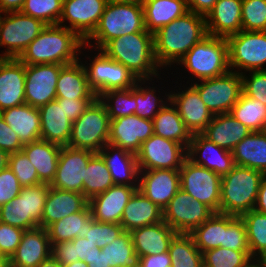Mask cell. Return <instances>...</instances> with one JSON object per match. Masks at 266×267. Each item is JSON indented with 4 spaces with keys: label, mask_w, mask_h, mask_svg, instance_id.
<instances>
[{
    "label": "cell",
    "mask_w": 266,
    "mask_h": 267,
    "mask_svg": "<svg viewBox=\"0 0 266 267\" xmlns=\"http://www.w3.org/2000/svg\"><path fill=\"white\" fill-rule=\"evenodd\" d=\"M85 58L90 63L86 59L81 63L85 68L88 84L98 98L107 91L132 88L138 80L124 65L110 59L101 50H96L93 57Z\"/></svg>",
    "instance_id": "obj_10"
},
{
    "label": "cell",
    "mask_w": 266,
    "mask_h": 267,
    "mask_svg": "<svg viewBox=\"0 0 266 267\" xmlns=\"http://www.w3.org/2000/svg\"><path fill=\"white\" fill-rule=\"evenodd\" d=\"M187 158L197 165L212 170L220 177L228 174L235 165L231 151L217 146L201 133L192 134L187 147Z\"/></svg>",
    "instance_id": "obj_21"
},
{
    "label": "cell",
    "mask_w": 266,
    "mask_h": 267,
    "mask_svg": "<svg viewBox=\"0 0 266 267\" xmlns=\"http://www.w3.org/2000/svg\"><path fill=\"white\" fill-rule=\"evenodd\" d=\"M110 118L97 97L74 122L68 146L98 153L109 139Z\"/></svg>",
    "instance_id": "obj_7"
},
{
    "label": "cell",
    "mask_w": 266,
    "mask_h": 267,
    "mask_svg": "<svg viewBox=\"0 0 266 267\" xmlns=\"http://www.w3.org/2000/svg\"><path fill=\"white\" fill-rule=\"evenodd\" d=\"M98 154L109 169L114 185L138 186L140 170L136 154L110 143Z\"/></svg>",
    "instance_id": "obj_25"
},
{
    "label": "cell",
    "mask_w": 266,
    "mask_h": 267,
    "mask_svg": "<svg viewBox=\"0 0 266 267\" xmlns=\"http://www.w3.org/2000/svg\"><path fill=\"white\" fill-rule=\"evenodd\" d=\"M254 210L266 214V175L260 182Z\"/></svg>",
    "instance_id": "obj_64"
},
{
    "label": "cell",
    "mask_w": 266,
    "mask_h": 267,
    "mask_svg": "<svg viewBox=\"0 0 266 267\" xmlns=\"http://www.w3.org/2000/svg\"><path fill=\"white\" fill-rule=\"evenodd\" d=\"M99 99L106 106L110 120L135 114L137 104L132 88L107 91Z\"/></svg>",
    "instance_id": "obj_47"
},
{
    "label": "cell",
    "mask_w": 266,
    "mask_h": 267,
    "mask_svg": "<svg viewBox=\"0 0 266 267\" xmlns=\"http://www.w3.org/2000/svg\"><path fill=\"white\" fill-rule=\"evenodd\" d=\"M139 170H179L187 158L182 144L153 134L142 143L136 154Z\"/></svg>",
    "instance_id": "obj_14"
},
{
    "label": "cell",
    "mask_w": 266,
    "mask_h": 267,
    "mask_svg": "<svg viewBox=\"0 0 266 267\" xmlns=\"http://www.w3.org/2000/svg\"><path fill=\"white\" fill-rule=\"evenodd\" d=\"M47 229L36 227L25 230L19 246L9 259V267H37L51 256Z\"/></svg>",
    "instance_id": "obj_24"
},
{
    "label": "cell",
    "mask_w": 266,
    "mask_h": 267,
    "mask_svg": "<svg viewBox=\"0 0 266 267\" xmlns=\"http://www.w3.org/2000/svg\"><path fill=\"white\" fill-rule=\"evenodd\" d=\"M24 231L0 221V253L8 260L19 246Z\"/></svg>",
    "instance_id": "obj_56"
},
{
    "label": "cell",
    "mask_w": 266,
    "mask_h": 267,
    "mask_svg": "<svg viewBox=\"0 0 266 267\" xmlns=\"http://www.w3.org/2000/svg\"><path fill=\"white\" fill-rule=\"evenodd\" d=\"M241 77L243 94L266 105V70L245 72Z\"/></svg>",
    "instance_id": "obj_55"
},
{
    "label": "cell",
    "mask_w": 266,
    "mask_h": 267,
    "mask_svg": "<svg viewBox=\"0 0 266 267\" xmlns=\"http://www.w3.org/2000/svg\"><path fill=\"white\" fill-rule=\"evenodd\" d=\"M154 134L188 147L192 134L186 128L177 108L171 101L152 119Z\"/></svg>",
    "instance_id": "obj_38"
},
{
    "label": "cell",
    "mask_w": 266,
    "mask_h": 267,
    "mask_svg": "<svg viewBox=\"0 0 266 267\" xmlns=\"http://www.w3.org/2000/svg\"><path fill=\"white\" fill-rule=\"evenodd\" d=\"M203 265L207 267H250L255 261L250 251H236L224 247L202 253Z\"/></svg>",
    "instance_id": "obj_46"
},
{
    "label": "cell",
    "mask_w": 266,
    "mask_h": 267,
    "mask_svg": "<svg viewBox=\"0 0 266 267\" xmlns=\"http://www.w3.org/2000/svg\"><path fill=\"white\" fill-rule=\"evenodd\" d=\"M208 35L205 17L187 12L153 34L154 55L161 69L173 68L200 40Z\"/></svg>",
    "instance_id": "obj_1"
},
{
    "label": "cell",
    "mask_w": 266,
    "mask_h": 267,
    "mask_svg": "<svg viewBox=\"0 0 266 267\" xmlns=\"http://www.w3.org/2000/svg\"><path fill=\"white\" fill-rule=\"evenodd\" d=\"M94 154L89 150L62 146L56 174L50 187L83 194L86 167Z\"/></svg>",
    "instance_id": "obj_16"
},
{
    "label": "cell",
    "mask_w": 266,
    "mask_h": 267,
    "mask_svg": "<svg viewBox=\"0 0 266 267\" xmlns=\"http://www.w3.org/2000/svg\"><path fill=\"white\" fill-rule=\"evenodd\" d=\"M75 261H84L89 264V260L96 252L97 244L92 243L86 237H76L74 240Z\"/></svg>",
    "instance_id": "obj_60"
},
{
    "label": "cell",
    "mask_w": 266,
    "mask_h": 267,
    "mask_svg": "<svg viewBox=\"0 0 266 267\" xmlns=\"http://www.w3.org/2000/svg\"><path fill=\"white\" fill-rule=\"evenodd\" d=\"M214 212L181 188L163 209V221L177 233L190 234Z\"/></svg>",
    "instance_id": "obj_13"
},
{
    "label": "cell",
    "mask_w": 266,
    "mask_h": 267,
    "mask_svg": "<svg viewBox=\"0 0 266 267\" xmlns=\"http://www.w3.org/2000/svg\"><path fill=\"white\" fill-rule=\"evenodd\" d=\"M108 0H63L58 24L74 31L85 41L96 29ZM69 25L67 26V23Z\"/></svg>",
    "instance_id": "obj_15"
},
{
    "label": "cell",
    "mask_w": 266,
    "mask_h": 267,
    "mask_svg": "<svg viewBox=\"0 0 266 267\" xmlns=\"http://www.w3.org/2000/svg\"><path fill=\"white\" fill-rule=\"evenodd\" d=\"M180 189L179 170H140L138 190L162 210Z\"/></svg>",
    "instance_id": "obj_20"
},
{
    "label": "cell",
    "mask_w": 266,
    "mask_h": 267,
    "mask_svg": "<svg viewBox=\"0 0 266 267\" xmlns=\"http://www.w3.org/2000/svg\"><path fill=\"white\" fill-rule=\"evenodd\" d=\"M9 154L0 149V171L8 167Z\"/></svg>",
    "instance_id": "obj_68"
},
{
    "label": "cell",
    "mask_w": 266,
    "mask_h": 267,
    "mask_svg": "<svg viewBox=\"0 0 266 267\" xmlns=\"http://www.w3.org/2000/svg\"><path fill=\"white\" fill-rule=\"evenodd\" d=\"M142 5L145 29L152 34L189 12L186 0H144Z\"/></svg>",
    "instance_id": "obj_35"
},
{
    "label": "cell",
    "mask_w": 266,
    "mask_h": 267,
    "mask_svg": "<svg viewBox=\"0 0 266 267\" xmlns=\"http://www.w3.org/2000/svg\"><path fill=\"white\" fill-rule=\"evenodd\" d=\"M250 267H266V262H264V261H255Z\"/></svg>",
    "instance_id": "obj_72"
},
{
    "label": "cell",
    "mask_w": 266,
    "mask_h": 267,
    "mask_svg": "<svg viewBox=\"0 0 266 267\" xmlns=\"http://www.w3.org/2000/svg\"><path fill=\"white\" fill-rule=\"evenodd\" d=\"M61 64L25 65V102L40 108L56 99Z\"/></svg>",
    "instance_id": "obj_17"
},
{
    "label": "cell",
    "mask_w": 266,
    "mask_h": 267,
    "mask_svg": "<svg viewBox=\"0 0 266 267\" xmlns=\"http://www.w3.org/2000/svg\"><path fill=\"white\" fill-rule=\"evenodd\" d=\"M62 267H88V264L84 261L79 260L67 265H62Z\"/></svg>",
    "instance_id": "obj_69"
},
{
    "label": "cell",
    "mask_w": 266,
    "mask_h": 267,
    "mask_svg": "<svg viewBox=\"0 0 266 267\" xmlns=\"http://www.w3.org/2000/svg\"><path fill=\"white\" fill-rule=\"evenodd\" d=\"M0 221L23 230H30V216H26L25 195H18L0 207Z\"/></svg>",
    "instance_id": "obj_53"
},
{
    "label": "cell",
    "mask_w": 266,
    "mask_h": 267,
    "mask_svg": "<svg viewBox=\"0 0 266 267\" xmlns=\"http://www.w3.org/2000/svg\"><path fill=\"white\" fill-rule=\"evenodd\" d=\"M226 39L230 71L243 74L266 70V31L241 30Z\"/></svg>",
    "instance_id": "obj_8"
},
{
    "label": "cell",
    "mask_w": 266,
    "mask_h": 267,
    "mask_svg": "<svg viewBox=\"0 0 266 267\" xmlns=\"http://www.w3.org/2000/svg\"><path fill=\"white\" fill-rule=\"evenodd\" d=\"M88 267H110L107 266L105 260V253L101 251V248H96V252L93 254L91 259L89 260Z\"/></svg>",
    "instance_id": "obj_66"
},
{
    "label": "cell",
    "mask_w": 266,
    "mask_h": 267,
    "mask_svg": "<svg viewBox=\"0 0 266 267\" xmlns=\"http://www.w3.org/2000/svg\"><path fill=\"white\" fill-rule=\"evenodd\" d=\"M51 255L61 264L67 265L75 262L74 241L54 243Z\"/></svg>",
    "instance_id": "obj_59"
},
{
    "label": "cell",
    "mask_w": 266,
    "mask_h": 267,
    "mask_svg": "<svg viewBox=\"0 0 266 267\" xmlns=\"http://www.w3.org/2000/svg\"><path fill=\"white\" fill-rule=\"evenodd\" d=\"M263 177L264 174L255 169L234 165L221 177L219 213L240 217L253 210Z\"/></svg>",
    "instance_id": "obj_5"
},
{
    "label": "cell",
    "mask_w": 266,
    "mask_h": 267,
    "mask_svg": "<svg viewBox=\"0 0 266 267\" xmlns=\"http://www.w3.org/2000/svg\"><path fill=\"white\" fill-rule=\"evenodd\" d=\"M94 221L88 204L83 210L52 223L46 228L51 246L54 243L74 240L76 237H85Z\"/></svg>",
    "instance_id": "obj_37"
},
{
    "label": "cell",
    "mask_w": 266,
    "mask_h": 267,
    "mask_svg": "<svg viewBox=\"0 0 266 267\" xmlns=\"http://www.w3.org/2000/svg\"><path fill=\"white\" fill-rule=\"evenodd\" d=\"M81 57L77 62L64 65L59 73L56 98L95 100L97 95L88 84L87 74Z\"/></svg>",
    "instance_id": "obj_31"
},
{
    "label": "cell",
    "mask_w": 266,
    "mask_h": 267,
    "mask_svg": "<svg viewBox=\"0 0 266 267\" xmlns=\"http://www.w3.org/2000/svg\"><path fill=\"white\" fill-rule=\"evenodd\" d=\"M110 2L117 3H132V4H143L144 0H108Z\"/></svg>",
    "instance_id": "obj_70"
},
{
    "label": "cell",
    "mask_w": 266,
    "mask_h": 267,
    "mask_svg": "<svg viewBox=\"0 0 266 267\" xmlns=\"http://www.w3.org/2000/svg\"><path fill=\"white\" fill-rule=\"evenodd\" d=\"M252 131L231 113L213 115L207 128L201 133L217 146L232 151L243 138Z\"/></svg>",
    "instance_id": "obj_30"
},
{
    "label": "cell",
    "mask_w": 266,
    "mask_h": 267,
    "mask_svg": "<svg viewBox=\"0 0 266 267\" xmlns=\"http://www.w3.org/2000/svg\"><path fill=\"white\" fill-rule=\"evenodd\" d=\"M37 267H62V265L51 255L47 260L42 261Z\"/></svg>",
    "instance_id": "obj_67"
},
{
    "label": "cell",
    "mask_w": 266,
    "mask_h": 267,
    "mask_svg": "<svg viewBox=\"0 0 266 267\" xmlns=\"http://www.w3.org/2000/svg\"><path fill=\"white\" fill-rule=\"evenodd\" d=\"M0 267H9V260L0 253Z\"/></svg>",
    "instance_id": "obj_71"
},
{
    "label": "cell",
    "mask_w": 266,
    "mask_h": 267,
    "mask_svg": "<svg viewBox=\"0 0 266 267\" xmlns=\"http://www.w3.org/2000/svg\"><path fill=\"white\" fill-rule=\"evenodd\" d=\"M141 31H147L142 4L108 1L96 29L84 41V45L89 48L88 52L100 50L113 38Z\"/></svg>",
    "instance_id": "obj_4"
},
{
    "label": "cell",
    "mask_w": 266,
    "mask_h": 267,
    "mask_svg": "<svg viewBox=\"0 0 266 267\" xmlns=\"http://www.w3.org/2000/svg\"><path fill=\"white\" fill-rule=\"evenodd\" d=\"M240 217L246 226L252 259L266 262V214L253 209Z\"/></svg>",
    "instance_id": "obj_40"
},
{
    "label": "cell",
    "mask_w": 266,
    "mask_h": 267,
    "mask_svg": "<svg viewBox=\"0 0 266 267\" xmlns=\"http://www.w3.org/2000/svg\"><path fill=\"white\" fill-rule=\"evenodd\" d=\"M113 185L114 182L103 158L95 153L89 159L86 167L83 195L90 200L94 196L107 191Z\"/></svg>",
    "instance_id": "obj_41"
},
{
    "label": "cell",
    "mask_w": 266,
    "mask_h": 267,
    "mask_svg": "<svg viewBox=\"0 0 266 267\" xmlns=\"http://www.w3.org/2000/svg\"><path fill=\"white\" fill-rule=\"evenodd\" d=\"M85 49L88 47L74 31L59 24L47 25L18 59L25 65H68L77 62L80 54L84 56Z\"/></svg>",
    "instance_id": "obj_2"
},
{
    "label": "cell",
    "mask_w": 266,
    "mask_h": 267,
    "mask_svg": "<svg viewBox=\"0 0 266 267\" xmlns=\"http://www.w3.org/2000/svg\"><path fill=\"white\" fill-rule=\"evenodd\" d=\"M0 114L18 135L23 145L41 139V121L38 108L24 103L4 109Z\"/></svg>",
    "instance_id": "obj_32"
},
{
    "label": "cell",
    "mask_w": 266,
    "mask_h": 267,
    "mask_svg": "<svg viewBox=\"0 0 266 267\" xmlns=\"http://www.w3.org/2000/svg\"><path fill=\"white\" fill-rule=\"evenodd\" d=\"M47 25L21 11L0 14L1 58H18Z\"/></svg>",
    "instance_id": "obj_9"
},
{
    "label": "cell",
    "mask_w": 266,
    "mask_h": 267,
    "mask_svg": "<svg viewBox=\"0 0 266 267\" xmlns=\"http://www.w3.org/2000/svg\"><path fill=\"white\" fill-rule=\"evenodd\" d=\"M138 260L142 267H171V258L168 251L161 254L145 255Z\"/></svg>",
    "instance_id": "obj_62"
},
{
    "label": "cell",
    "mask_w": 266,
    "mask_h": 267,
    "mask_svg": "<svg viewBox=\"0 0 266 267\" xmlns=\"http://www.w3.org/2000/svg\"><path fill=\"white\" fill-rule=\"evenodd\" d=\"M252 132L266 131V105L241 94L230 112Z\"/></svg>",
    "instance_id": "obj_43"
},
{
    "label": "cell",
    "mask_w": 266,
    "mask_h": 267,
    "mask_svg": "<svg viewBox=\"0 0 266 267\" xmlns=\"http://www.w3.org/2000/svg\"><path fill=\"white\" fill-rule=\"evenodd\" d=\"M94 100H78V99H66L63 98V109L67 117L74 122L82 113L86 111L88 106Z\"/></svg>",
    "instance_id": "obj_61"
},
{
    "label": "cell",
    "mask_w": 266,
    "mask_h": 267,
    "mask_svg": "<svg viewBox=\"0 0 266 267\" xmlns=\"http://www.w3.org/2000/svg\"><path fill=\"white\" fill-rule=\"evenodd\" d=\"M23 144L18 135L5 122L0 114V149L8 154L22 151Z\"/></svg>",
    "instance_id": "obj_58"
},
{
    "label": "cell",
    "mask_w": 266,
    "mask_h": 267,
    "mask_svg": "<svg viewBox=\"0 0 266 267\" xmlns=\"http://www.w3.org/2000/svg\"><path fill=\"white\" fill-rule=\"evenodd\" d=\"M190 235L194 240L195 246L202 253L221 247L224 237V214L213 213L199 227L195 228Z\"/></svg>",
    "instance_id": "obj_44"
},
{
    "label": "cell",
    "mask_w": 266,
    "mask_h": 267,
    "mask_svg": "<svg viewBox=\"0 0 266 267\" xmlns=\"http://www.w3.org/2000/svg\"><path fill=\"white\" fill-rule=\"evenodd\" d=\"M63 0H25L23 14L43 21L46 25L58 24L62 14Z\"/></svg>",
    "instance_id": "obj_49"
},
{
    "label": "cell",
    "mask_w": 266,
    "mask_h": 267,
    "mask_svg": "<svg viewBox=\"0 0 266 267\" xmlns=\"http://www.w3.org/2000/svg\"><path fill=\"white\" fill-rule=\"evenodd\" d=\"M207 33L227 38L242 30V0H218L205 17Z\"/></svg>",
    "instance_id": "obj_27"
},
{
    "label": "cell",
    "mask_w": 266,
    "mask_h": 267,
    "mask_svg": "<svg viewBox=\"0 0 266 267\" xmlns=\"http://www.w3.org/2000/svg\"><path fill=\"white\" fill-rule=\"evenodd\" d=\"M180 188L208 206L214 213H219L221 198V177L212 170L185 159L179 169Z\"/></svg>",
    "instance_id": "obj_12"
},
{
    "label": "cell",
    "mask_w": 266,
    "mask_h": 267,
    "mask_svg": "<svg viewBox=\"0 0 266 267\" xmlns=\"http://www.w3.org/2000/svg\"><path fill=\"white\" fill-rule=\"evenodd\" d=\"M126 267H142V264L139 260H137L134 264L126 266Z\"/></svg>",
    "instance_id": "obj_73"
},
{
    "label": "cell",
    "mask_w": 266,
    "mask_h": 267,
    "mask_svg": "<svg viewBox=\"0 0 266 267\" xmlns=\"http://www.w3.org/2000/svg\"><path fill=\"white\" fill-rule=\"evenodd\" d=\"M25 64L18 58H0V112L25 102Z\"/></svg>",
    "instance_id": "obj_23"
},
{
    "label": "cell",
    "mask_w": 266,
    "mask_h": 267,
    "mask_svg": "<svg viewBox=\"0 0 266 267\" xmlns=\"http://www.w3.org/2000/svg\"><path fill=\"white\" fill-rule=\"evenodd\" d=\"M163 221V210L137 190L127 203L120 224L124 231Z\"/></svg>",
    "instance_id": "obj_33"
},
{
    "label": "cell",
    "mask_w": 266,
    "mask_h": 267,
    "mask_svg": "<svg viewBox=\"0 0 266 267\" xmlns=\"http://www.w3.org/2000/svg\"><path fill=\"white\" fill-rule=\"evenodd\" d=\"M138 186L113 185L89 200L92 218L98 222L120 224L123 211Z\"/></svg>",
    "instance_id": "obj_22"
},
{
    "label": "cell",
    "mask_w": 266,
    "mask_h": 267,
    "mask_svg": "<svg viewBox=\"0 0 266 267\" xmlns=\"http://www.w3.org/2000/svg\"><path fill=\"white\" fill-rule=\"evenodd\" d=\"M218 0H186L189 11L206 17Z\"/></svg>",
    "instance_id": "obj_63"
},
{
    "label": "cell",
    "mask_w": 266,
    "mask_h": 267,
    "mask_svg": "<svg viewBox=\"0 0 266 267\" xmlns=\"http://www.w3.org/2000/svg\"><path fill=\"white\" fill-rule=\"evenodd\" d=\"M25 0H0V14L20 11Z\"/></svg>",
    "instance_id": "obj_65"
},
{
    "label": "cell",
    "mask_w": 266,
    "mask_h": 267,
    "mask_svg": "<svg viewBox=\"0 0 266 267\" xmlns=\"http://www.w3.org/2000/svg\"><path fill=\"white\" fill-rule=\"evenodd\" d=\"M221 247L236 251H250L246 226L241 217L224 214V237Z\"/></svg>",
    "instance_id": "obj_50"
},
{
    "label": "cell",
    "mask_w": 266,
    "mask_h": 267,
    "mask_svg": "<svg viewBox=\"0 0 266 267\" xmlns=\"http://www.w3.org/2000/svg\"><path fill=\"white\" fill-rule=\"evenodd\" d=\"M192 75L189 81L222 76L230 71L228 42L225 37L207 35L196 43L177 63ZM194 77V78H193Z\"/></svg>",
    "instance_id": "obj_6"
},
{
    "label": "cell",
    "mask_w": 266,
    "mask_h": 267,
    "mask_svg": "<svg viewBox=\"0 0 266 267\" xmlns=\"http://www.w3.org/2000/svg\"><path fill=\"white\" fill-rule=\"evenodd\" d=\"M22 186L16 175L7 167L0 171V207L19 195Z\"/></svg>",
    "instance_id": "obj_57"
},
{
    "label": "cell",
    "mask_w": 266,
    "mask_h": 267,
    "mask_svg": "<svg viewBox=\"0 0 266 267\" xmlns=\"http://www.w3.org/2000/svg\"><path fill=\"white\" fill-rule=\"evenodd\" d=\"M171 267H202V252L195 246L190 234L177 233L170 242L168 250Z\"/></svg>",
    "instance_id": "obj_42"
},
{
    "label": "cell",
    "mask_w": 266,
    "mask_h": 267,
    "mask_svg": "<svg viewBox=\"0 0 266 267\" xmlns=\"http://www.w3.org/2000/svg\"><path fill=\"white\" fill-rule=\"evenodd\" d=\"M50 184L22 187L19 195H25L26 216H30V229L41 227L45 200Z\"/></svg>",
    "instance_id": "obj_48"
},
{
    "label": "cell",
    "mask_w": 266,
    "mask_h": 267,
    "mask_svg": "<svg viewBox=\"0 0 266 267\" xmlns=\"http://www.w3.org/2000/svg\"><path fill=\"white\" fill-rule=\"evenodd\" d=\"M154 134L153 121L136 114L110 120L108 143L137 154Z\"/></svg>",
    "instance_id": "obj_18"
},
{
    "label": "cell",
    "mask_w": 266,
    "mask_h": 267,
    "mask_svg": "<svg viewBox=\"0 0 266 267\" xmlns=\"http://www.w3.org/2000/svg\"><path fill=\"white\" fill-rule=\"evenodd\" d=\"M41 121V139L60 146H67L72 121L63 109V98H56L38 108Z\"/></svg>",
    "instance_id": "obj_26"
},
{
    "label": "cell",
    "mask_w": 266,
    "mask_h": 267,
    "mask_svg": "<svg viewBox=\"0 0 266 267\" xmlns=\"http://www.w3.org/2000/svg\"><path fill=\"white\" fill-rule=\"evenodd\" d=\"M89 200L81 193L50 187L47 194L41 227L47 228L62 218L83 210Z\"/></svg>",
    "instance_id": "obj_28"
},
{
    "label": "cell",
    "mask_w": 266,
    "mask_h": 267,
    "mask_svg": "<svg viewBox=\"0 0 266 267\" xmlns=\"http://www.w3.org/2000/svg\"><path fill=\"white\" fill-rule=\"evenodd\" d=\"M231 152L235 165L249 167L266 175V131L251 132Z\"/></svg>",
    "instance_id": "obj_36"
},
{
    "label": "cell",
    "mask_w": 266,
    "mask_h": 267,
    "mask_svg": "<svg viewBox=\"0 0 266 267\" xmlns=\"http://www.w3.org/2000/svg\"><path fill=\"white\" fill-rule=\"evenodd\" d=\"M191 85L213 115L230 113L243 93L241 74L233 71Z\"/></svg>",
    "instance_id": "obj_11"
},
{
    "label": "cell",
    "mask_w": 266,
    "mask_h": 267,
    "mask_svg": "<svg viewBox=\"0 0 266 267\" xmlns=\"http://www.w3.org/2000/svg\"><path fill=\"white\" fill-rule=\"evenodd\" d=\"M105 253L107 266L126 267L134 264L138 256L134 251L131 233L124 231L111 244L101 248Z\"/></svg>",
    "instance_id": "obj_45"
},
{
    "label": "cell",
    "mask_w": 266,
    "mask_h": 267,
    "mask_svg": "<svg viewBox=\"0 0 266 267\" xmlns=\"http://www.w3.org/2000/svg\"><path fill=\"white\" fill-rule=\"evenodd\" d=\"M100 50L124 65L137 79H162L154 55L153 34L148 31L113 38Z\"/></svg>",
    "instance_id": "obj_3"
},
{
    "label": "cell",
    "mask_w": 266,
    "mask_h": 267,
    "mask_svg": "<svg viewBox=\"0 0 266 267\" xmlns=\"http://www.w3.org/2000/svg\"><path fill=\"white\" fill-rule=\"evenodd\" d=\"M62 146L46 140H37L25 144L22 151L37 170L42 183L51 184L53 181Z\"/></svg>",
    "instance_id": "obj_34"
},
{
    "label": "cell",
    "mask_w": 266,
    "mask_h": 267,
    "mask_svg": "<svg viewBox=\"0 0 266 267\" xmlns=\"http://www.w3.org/2000/svg\"><path fill=\"white\" fill-rule=\"evenodd\" d=\"M242 30L266 31V0H242Z\"/></svg>",
    "instance_id": "obj_51"
},
{
    "label": "cell",
    "mask_w": 266,
    "mask_h": 267,
    "mask_svg": "<svg viewBox=\"0 0 266 267\" xmlns=\"http://www.w3.org/2000/svg\"><path fill=\"white\" fill-rule=\"evenodd\" d=\"M124 232L121 224L94 221L85 235L86 239L103 248Z\"/></svg>",
    "instance_id": "obj_54"
},
{
    "label": "cell",
    "mask_w": 266,
    "mask_h": 267,
    "mask_svg": "<svg viewBox=\"0 0 266 267\" xmlns=\"http://www.w3.org/2000/svg\"><path fill=\"white\" fill-rule=\"evenodd\" d=\"M8 167L16 175L22 187L36 186L42 183L36 168L23 151L9 154Z\"/></svg>",
    "instance_id": "obj_52"
},
{
    "label": "cell",
    "mask_w": 266,
    "mask_h": 267,
    "mask_svg": "<svg viewBox=\"0 0 266 267\" xmlns=\"http://www.w3.org/2000/svg\"><path fill=\"white\" fill-rule=\"evenodd\" d=\"M154 79H138L134 87H132V95L136 100V110L135 114L141 118L152 120L156 114L170 101V93L167 92L163 94L162 98L161 93L157 86H153L152 82ZM148 81V82H147ZM152 86H150V82ZM147 84V85H146ZM146 85V86H145ZM156 91L158 93H156ZM157 94V95H156ZM165 99V101H164Z\"/></svg>",
    "instance_id": "obj_39"
},
{
    "label": "cell",
    "mask_w": 266,
    "mask_h": 267,
    "mask_svg": "<svg viewBox=\"0 0 266 267\" xmlns=\"http://www.w3.org/2000/svg\"><path fill=\"white\" fill-rule=\"evenodd\" d=\"M186 88V89H185ZM179 89V90H178ZM170 91V101L177 108L186 128L191 134L202 133L213 118L198 91L191 85ZM181 90V91H180Z\"/></svg>",
    "instance_id": "obj_19"
},
{
    "label": "cell",
    "mask_w": 266,
    "mask_h": 267,
    "mask_svg": "<svg viewBox=\"0 0 266 267\" xmlns=\"http://www.w3.org/2000/svg\"><path fill=\"white\" fill-rule=\"evenodd\" d=\"M130 233L138 258L167 252L171 240L177 234L164 221L134 229Z\"/></svg>",
    "instance_id": "obj_29"
}]
</instances>
